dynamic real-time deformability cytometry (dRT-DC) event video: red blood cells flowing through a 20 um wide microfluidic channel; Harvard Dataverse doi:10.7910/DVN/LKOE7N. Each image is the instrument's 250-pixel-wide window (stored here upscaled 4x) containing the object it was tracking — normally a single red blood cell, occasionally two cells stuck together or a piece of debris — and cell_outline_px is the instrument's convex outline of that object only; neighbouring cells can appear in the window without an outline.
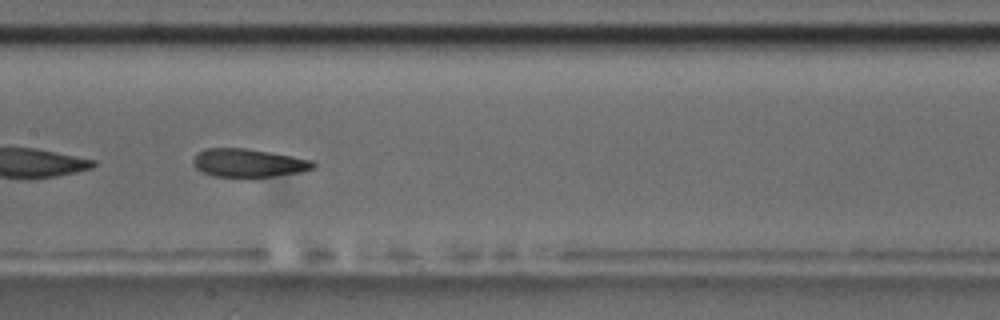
{"species": "common noctule bat (a hibernating species)", "species_latin": "Nyctalus noctula", "temperature_condition": "room temperature", "stored_images_in_passage": 14, "camera_frame_rate_fps": 3000, "um_per_image_px": 0.085, "animal": {"sex": "male", "body_mass_g": 17.5, "forearm_length_mm": 52.3}, "frame": {"image": 1, "passage_image": 7, "time_ms": 7.667, "image_size_px": [1000, 320], "cell_outline_px": [[316, 168], [300, 172], [272, 176], [212, 176], [200, 172], [192, 164], [192, 160], [200, 152], [208, 148], [244, 148], [316, 160]], "centroid_in_image_um": [21.15, 13.85], "position_along_channel_um": 186.3, "area_um2": 19.65}, "authors_computed_cell_mechanics": {"area_um2": 21.1259, "velocity_mm_per_s": 3.4812, "shape_relaxation_time_tau1_ms": 6.1877, "shape_relaxation_time_tau2_ms": 1.1104, "deformation_change_tau1": 0.145, "deformation_change_tau2": 0.0718}}